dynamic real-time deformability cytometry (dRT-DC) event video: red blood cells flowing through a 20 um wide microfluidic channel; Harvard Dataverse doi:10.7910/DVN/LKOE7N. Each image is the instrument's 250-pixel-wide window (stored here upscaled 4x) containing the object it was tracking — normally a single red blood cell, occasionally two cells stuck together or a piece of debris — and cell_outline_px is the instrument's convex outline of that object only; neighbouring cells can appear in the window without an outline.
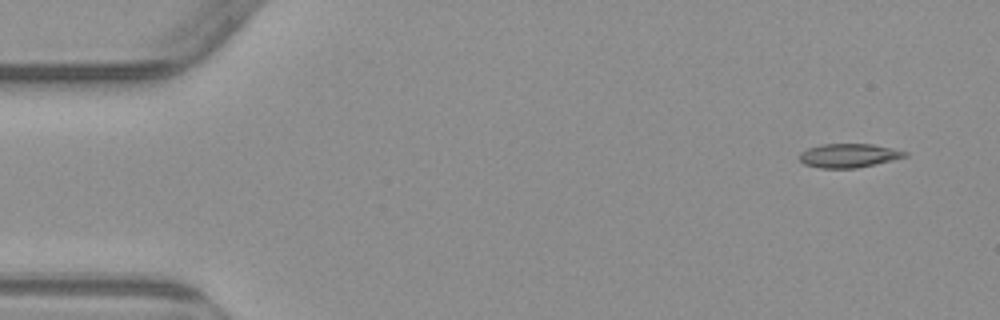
{"species": "common noctule bat (a hibernating species)", "species_latin": "Nyctalus noctula", "temperature_condition": "warm", "stored_images_in_passage": 5, "camera_frame_rate_fps": 3000, "um_per_image_px": 0.085, "animal": {"sex": "male", "body_mass_g": 23.1, "forearm_length_mm": 52.7}, "frame": {"image": 1, "passage_image": 1, "time_ms": 0.0, "image_size_px": [1000, 320], "cell_outline_px": [[908, 156], [876, 164], [856, 168], [820, 168], [804, 164], [800, 160], [800, 152], [808, 148], [820, 144], [872, 144], [908, 152]], "centroid_in_image_um": [72.13, 13.22], "position_along_channel_um": 12.9, "area_um2": 14.62}}
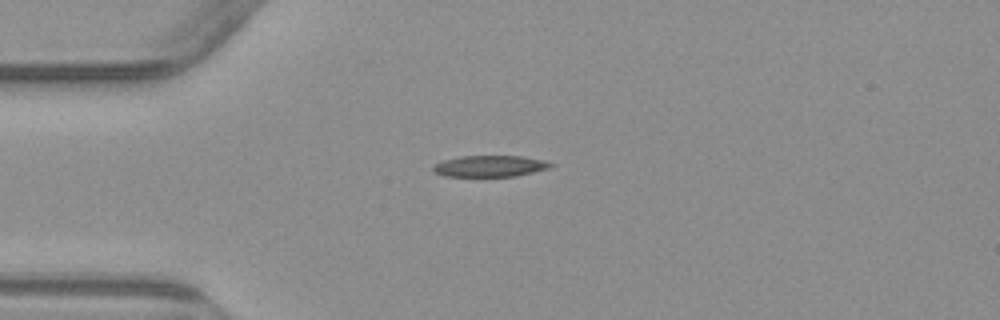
{"frame": {"image": 2, "passage_image": 3, "time_ms": 3.333, "image_size_px": [1000, 320], "cell_outline_px": [[556, 164], [552, 168], [516, 176], [444, 176], [436, 172], [432, 168], [436, 164], [444, 160], [460, 156], [524, 156], [544, 160]], "centroid_in_image_um": [41.74, 14.11], "position_along_channel_um": 43.3, "area_um2": 14.62}}
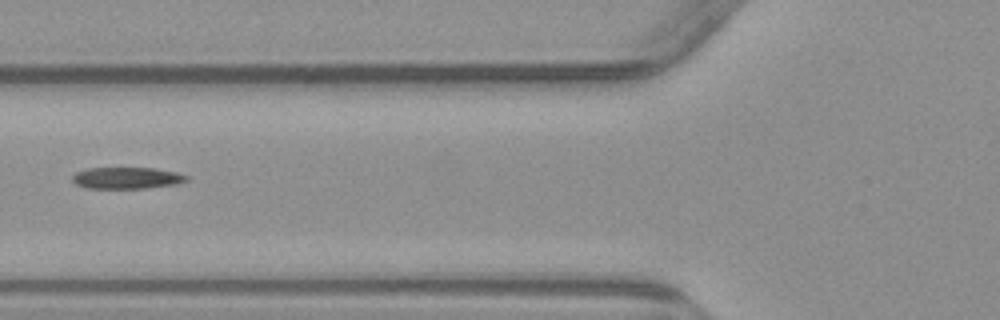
{"frame": {"image": 3, "passage_image": 5, "time_ms": 5.667, "image_size_px": [1000, 320], "cell_outline_px": [[188, 180], [176, 184], [144, 188], [88, 188], [76, 184], [72, 180], [72, 176], [76, 172], [88, 168], [156, 168], [176, 172], [188, 176]], "centroid_in_image_um": [10.78, 15.12], "position_along_channel_um": 115.0, "area_um2": 14.28}}